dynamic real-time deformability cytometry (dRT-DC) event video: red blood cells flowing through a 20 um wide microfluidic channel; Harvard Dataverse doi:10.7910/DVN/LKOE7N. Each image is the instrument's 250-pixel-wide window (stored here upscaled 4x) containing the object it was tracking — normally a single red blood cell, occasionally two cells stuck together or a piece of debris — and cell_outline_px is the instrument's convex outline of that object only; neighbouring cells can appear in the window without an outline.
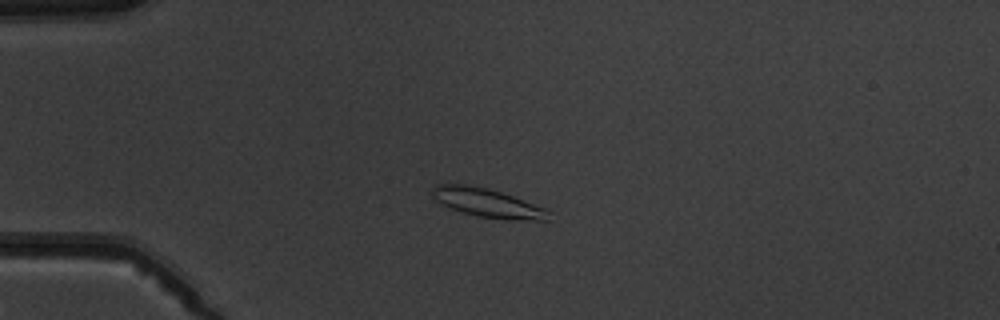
{"species": "common noctule bat (a hibernating species)", "species_latin": "Nyctalus noctula", "temperature_condition": "warm", "stored_images_in_passage": 6, "camera_frame_rate_fps": 3000, "um_per_image_px": 0.085, "animal": {"sex": "male", "body_mass_g": 19.5, "forearm_length_mm": 54.6}, "frame": {"image": 1, "passage_image": 3, "time_ms": 2.333, "image_size_px": [1000, 320], "cell_outline_px": [[548, 220], [508, 220], [476, 216], [452, 208], [436, 200], [432, 196], [432, 188], [436, 184], [468, 184], [488, 188], [512, 196], [544, 208], [548, 212]], "centroid_in_image_um": [41.4, 17.24], "position_along_channel_um": 43.6, "area_um2": 19.19}}
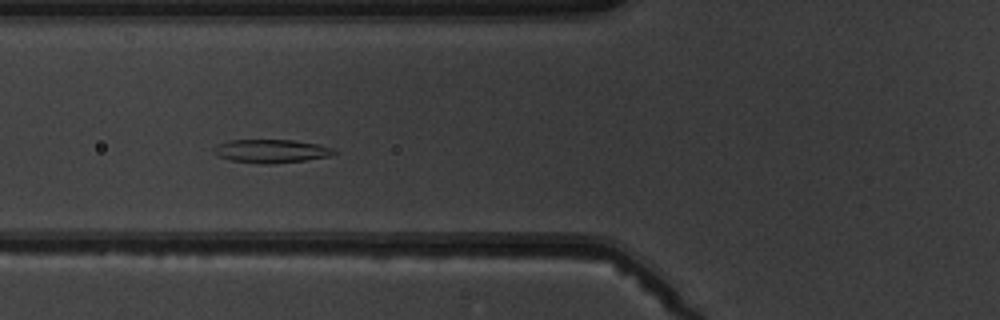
{"frame": {"image": 2, "passage_image": 5, "time_ms": 4.667, "image_size_px": [1000, 320], "cell_outline_px": [[340, 152], [328, 156], [304, 160], [272, 164], [264, 164], [228, 160], [212, 152], [212, 148], [216, 144], [228, 140], [292, 140], [320, 144], [332, 148]], "centroid_in_image_um": [23.02, 12.84], "position_along_channel_um": 102.8, "area_um2": 16.53}}
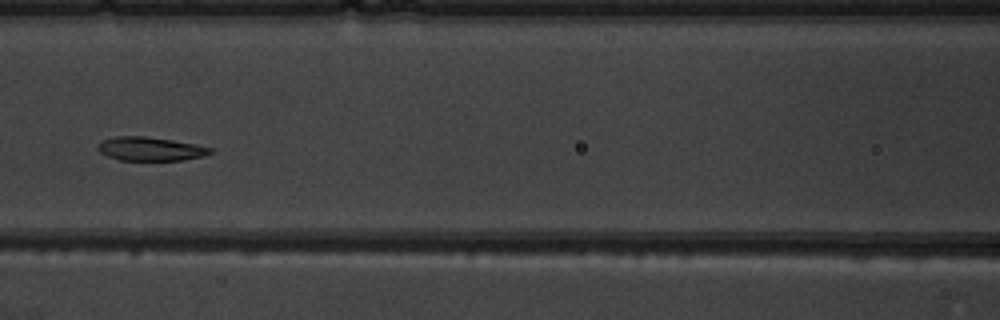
{"frame": {"image": 3, "passage_image": 6, "time_ms": 6.0, "image_size_px": [1000, 320], "cell_outline_px": [[212, 152], [204, 156], [184, 160], [120, 160], [108, 156], [100, 152], [96, 148], [104, 140], [116, 136], [144, 136], [172, 140], [196, 144], [212, 148]], "centroid_in_image_um": [12.81, 12.66], "position_along_channel_um": 153.8, "area_um2": 15.43}}